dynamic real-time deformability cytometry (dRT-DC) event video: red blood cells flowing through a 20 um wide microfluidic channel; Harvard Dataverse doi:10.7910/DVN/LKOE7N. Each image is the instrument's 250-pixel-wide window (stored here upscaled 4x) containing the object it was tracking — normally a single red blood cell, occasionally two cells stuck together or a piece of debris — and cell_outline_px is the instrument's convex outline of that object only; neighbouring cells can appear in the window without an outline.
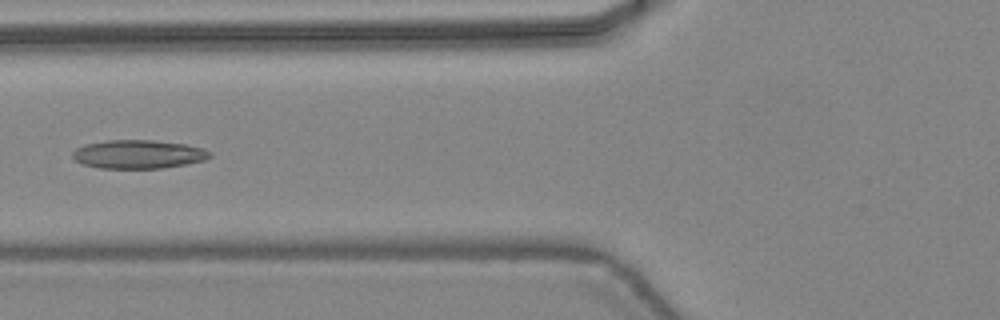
{"species": "common noctule bat (a hibernating species)", "species_latin": "Nyctalus noctula", "temperature_condition": "warm", "stored_images_in_passage": 48, "camera_frame_rate_fps": 3000, "um_per_image_px": 0.085, "animal": {"sex": "female", "body_mass_g": 24.6, "forearm_length_mm": 56.2}, "frame": {"image": 1, "passage_image": 20, "time_ms": 6.333, "image_size_px": [1000, 320], "cell_outline_px": [[212, 156], [204, 160], [188, 164], [164, 168], [100, 168], [84, 164], [76, 160], [72, 156], [72, 152], [76, 148], [84, 144], [108, 140], [152, 140], [184, 144], [204, 148], [212, 152]], "centroid_in_image_um": [11.79, 13.11], "position_along_channel_um": 114.0, "area_um2": 22.95}}
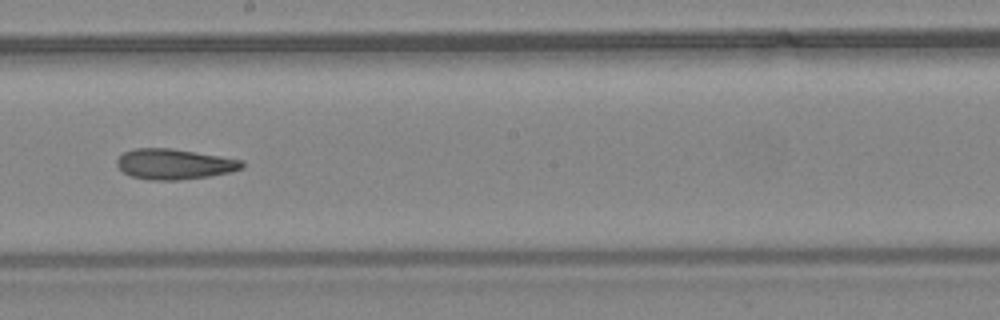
{"frame": {"image": 2, "passage_image": 28, "time_ms": 9.0, "image_size_px": [1000, 320], "cell_outline_px": [[244, 168], [228, 172], [208, 176], [176, 180], [152, 180], [132, 176], [124, 172], [116, 164], [116, 160], [124, 152], [136, 148], [172, 148], [244, 160]], "centroid_in_image_um": [14.83, 13.94], "position_along_channel_um": 233.4, "area_um2": 22.02}}
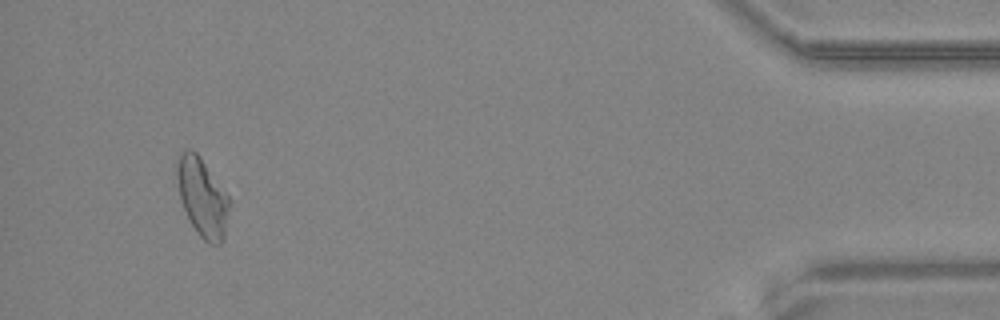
{"frame": {"image": 3, "passage_image": 45, "time_ms": 14.667, "image_size_px": [1000, 320], "cell_outline_px": [[232, 200], [224, 236], [220, 244], [208, 244], [196, 232], [180, 200], [176, 176], [176, 160], [188, 148], [196, 152]], "centroid_in_image_um": [17.22, 16.79], "position_along_channel_um": 418.0, "area_um2": 23.93}, "authors_computed_cell_mechanics": {"area_um2": 22.9177, "velocity_mm_per_s": 4.4712, "shape_relaxation_time_tau1_ms": null, "shape_relaxation_time_tau2_ms": 5.2241, "deformation_change_tau1": null, "deformation_change_tau2": 0.1541}}